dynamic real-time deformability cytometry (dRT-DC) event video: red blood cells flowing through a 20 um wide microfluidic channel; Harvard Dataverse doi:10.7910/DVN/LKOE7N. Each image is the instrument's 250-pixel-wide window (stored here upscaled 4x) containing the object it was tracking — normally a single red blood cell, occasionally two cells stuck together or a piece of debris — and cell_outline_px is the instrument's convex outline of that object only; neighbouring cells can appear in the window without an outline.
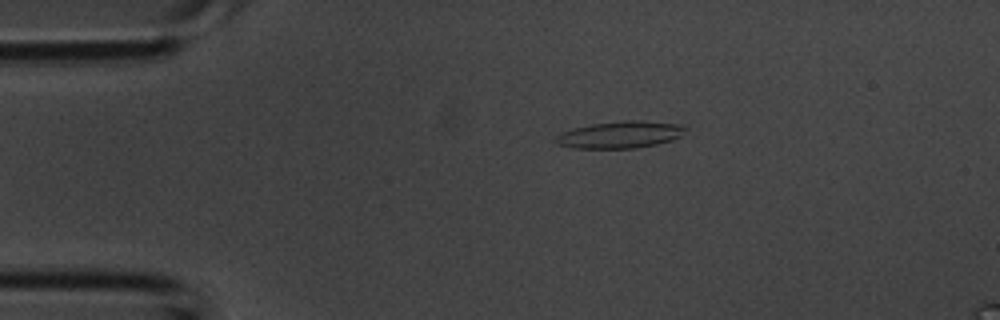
{"species": "common noctule bat (a hibernating species)", "species_latin": "Nyctalus noctula", "temperature_condition": "room temperature", "stored_images_in_passage": 38, "camera_frame_rate_fps": 3000, "um_per_image_px": 0.085, "animal": {"sex": "male", "body_mass_g": 20.1, "forearm_length_mm": 53.5}, "frame": {"image": 1, "passage_image": 7, "time_ms": 2.0, "image_size_px": [1000, 320], "cell_outline_px": [[688, 128], [680, 136], [672, 140], [656, 144], [636, 148], [572, 148], [556, 144], [556, 136], [572, 128], [592, 124], [628, 120], [640, 120], [680, 124]], "centroid_in_image_um": [52.73, 11.45], "position_along_channel_um": 32.3, "area_um2": 20.29}}
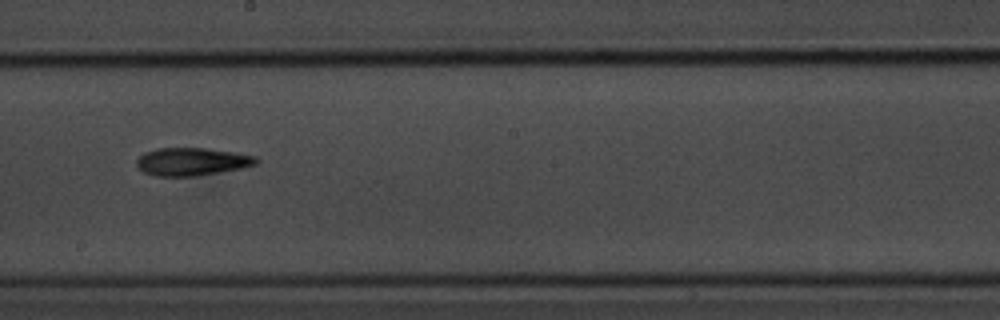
{"frame": {"image": 2, "passage_image": 21, "time_ms": 6.667, "image_size_px": [1000, 320], "cell_outline_px": [[260, 160], [256, 164], [240, 168], [196, 176], [156, 176], [144, 172], [136, 164], [136, 160], [144, 152], [156, 148], [204, 148], [236, 152], [256, 156]], "centroid_in_image_um": [16.31, 13.73], "position_along_channel_um": 231.9, "area_um2": 19.36}}
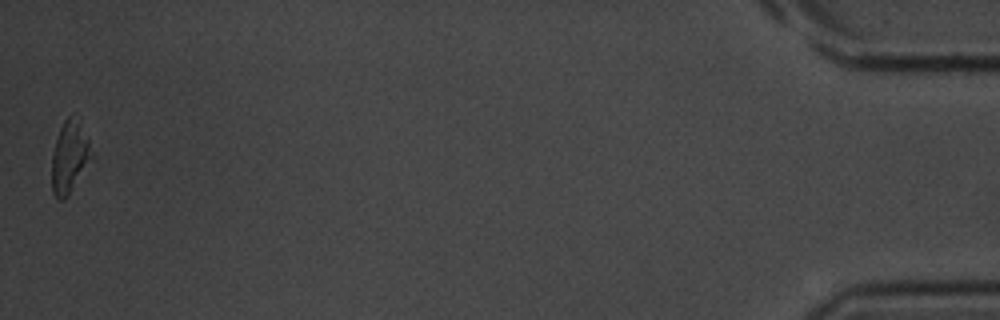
{"frame": {"image": 3, "passage_image": 38, "time_ms": 12.333, "image_size_px": [1000, 320], "cell_outline_px": [[92, 156], [68, 196], [64, 200], [56, 200], [52, 192], [52, 156], [56, 140], [60, 128], [64, 120], [68, 116], [88, 140]], "centroid_in_image_um": [5.84, 13.51], "position_along_channel_um": 429.4, "area_um2": 15.55}}